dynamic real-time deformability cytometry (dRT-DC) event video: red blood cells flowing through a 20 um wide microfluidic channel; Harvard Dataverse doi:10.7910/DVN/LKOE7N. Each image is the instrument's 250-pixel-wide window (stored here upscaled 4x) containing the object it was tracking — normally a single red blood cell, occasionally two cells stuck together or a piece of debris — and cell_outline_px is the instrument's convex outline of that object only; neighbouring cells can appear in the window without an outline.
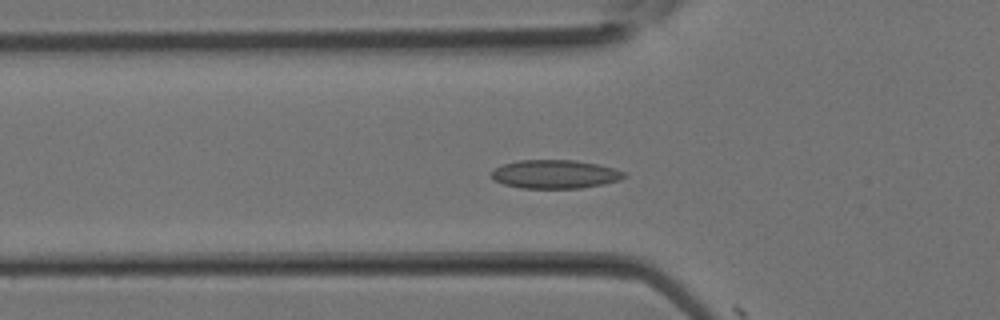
{"species": "Egyptian fruit bat (a non-hibernating species)", "species_latin": "Rousettus aegyptiacus", "temperature_condition": "room temperature", "stored_images_in_passage": 11, "camera_frame_rate_fps": 3000, "um_per_image_px": 0.085, "animal": {"sex": "female"}, "frame": {"image": 1, "passage_image": 10, "time_ms": 3.0, "image_size_px": [1000, 320], "cell_outline_px": [[628, 176], [620, 180], [604, 184], [580, 188], [520, 188], [504, 184], [496, 180], [492, 176], [492, 172], [496, 168], [504, 164], [520, 160], [576, 160], [616, 168], [624, 172]], "centroid_in_image_um": [47.24, 14.81], "position_along_channel_um": 78.6, "area_um2": 22.02}}